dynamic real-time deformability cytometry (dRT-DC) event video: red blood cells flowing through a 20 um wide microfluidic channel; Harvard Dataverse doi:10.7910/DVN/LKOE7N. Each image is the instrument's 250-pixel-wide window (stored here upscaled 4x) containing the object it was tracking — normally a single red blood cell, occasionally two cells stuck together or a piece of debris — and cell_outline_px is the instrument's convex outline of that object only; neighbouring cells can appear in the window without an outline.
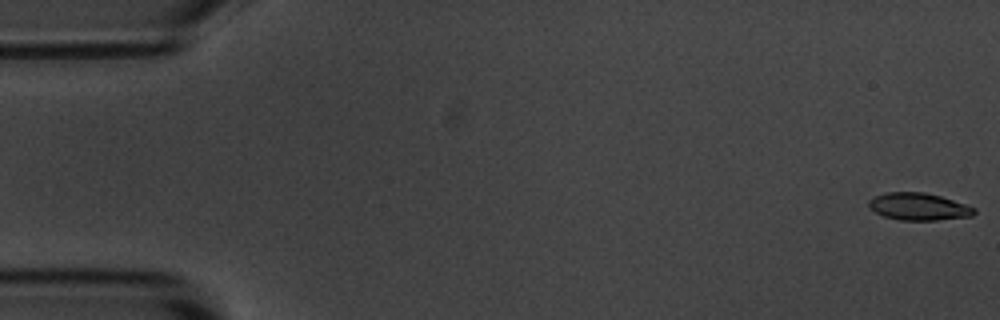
{"species": "common noctule bat (a hibernating species)", "species_latin": "Nyctalus noctula", "temperature_condition": "room temperature", "stored_images_in_passage": 56, "camera_frame_rate_fps": 3000, "um_per_image_px": 0.085, "animal": {"sex": "male", "body_mass_g": 20.1, "forearm_length_mm": 53.5}, "frame": {"image": 1, "passage_image": 1, "time_ms": 0.0, "image_size_px": [1000, 320], "cell_outline_px": [[976, 212], [972, 216], [936, 220], [900, 220], [884, 216], [876, 212], [868, 204], [868, 200], [876, 196], [888, 192], [924, 192], [940, 196], [976, 208]], "centroid_in_image_um": [78.1, 17.56], "position_along_channel_um": 6.9, "area_um2": 16.53}}
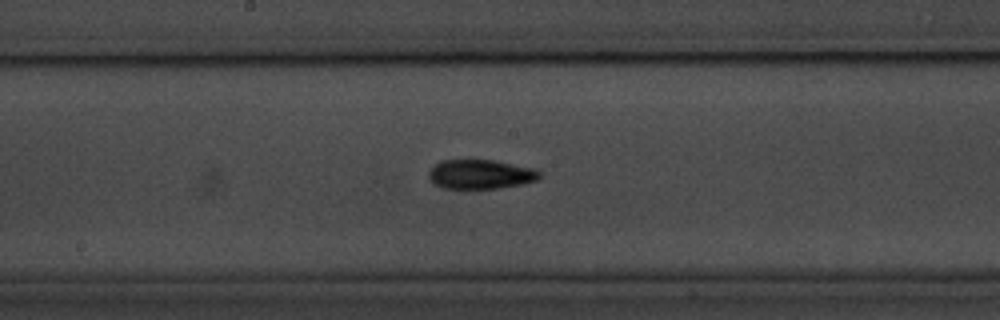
{"frame": {"image": 2, "passage_image": 29, "time_ms": 9.333, "image_size_px": [1000, 320], "cell_outline_px": [[540, 176], [536, 180], [524, 184], [500, 188], [444, 188], [436, 184], [428, 176], [428, 172], [440, 160], [492, 160], [532, 168], [540, 172]], "centroid_in_image_um": [40.85, 14.81], "position_along_channel_um": 207.4, "area_um2": 18.67}}
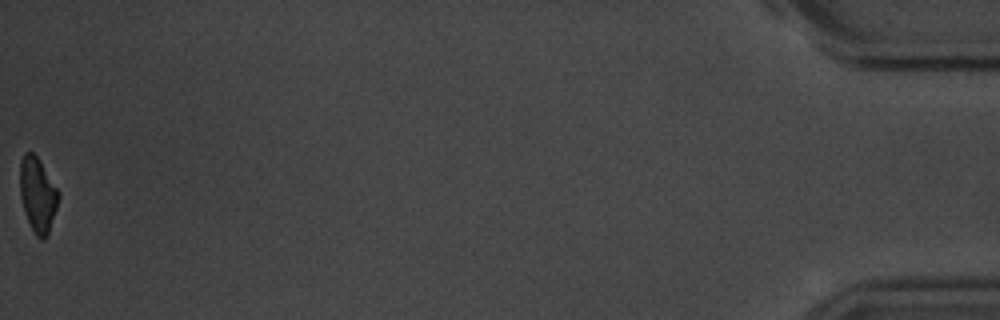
{"frame": {"image": 3, "passage_image": 56, "time_ms": 18.333, "image_size_px": [1000, 320], "cell_outline_px": [[60, 196], [48, 236], [44, 240], [40, 240], [36, 236], [24, 212], [20, 196], [20, 160], [24, 152], [32, 152], [40, 160], [60, 192]], "centroid_in_image_um": [3.21, 16.55], "position_along_channel_um": 432.0, "area_um2": 16.99}, "authors_computed_cell_mechanics": {"area_um2": 17.7157, "velocity_mm_per_s": 3.6148, "shape_relaxation_time_tau1_ms": 3.7345, "shape_relaxation_time_tau2_ms": 9.1074, "deformation_change_tau1": 0.1599, "deformation_change_tau2": 0.1567}}